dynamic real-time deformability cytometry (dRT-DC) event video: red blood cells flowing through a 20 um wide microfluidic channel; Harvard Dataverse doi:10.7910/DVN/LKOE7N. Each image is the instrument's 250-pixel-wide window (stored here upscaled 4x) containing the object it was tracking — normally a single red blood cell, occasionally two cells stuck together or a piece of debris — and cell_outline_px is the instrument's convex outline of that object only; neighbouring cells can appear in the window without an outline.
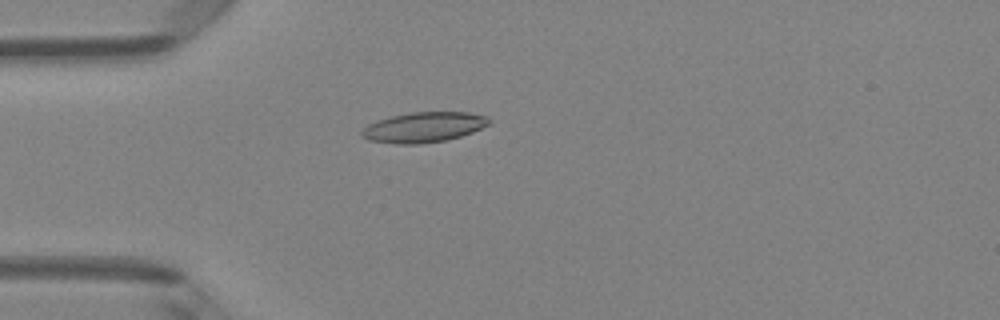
{"species": "Egyptian fruit bat (a non-hibernating species)", "species_latin": "Rousettus aegyptiacus", "temperature_condition": "room temperature", "stored_images_in_passage": 1, "camera_frame_rate_fps": 3000, "um_per_image_px": 0.085, "animal": {"sex": "female"}, "frame": {"image": 1, "passage_image": 1, "time_ms": 0.0, "image_size_px": [1000, 320], "cell_outline_px": [[492, 120], [488, 124], [472, 132], [460, 136], [444, 140], [416, 144], [396, 144], [368, 140], [360, 136], [360, 132], [368, 124], [376, 120], [408, 112], [468, 112], [488, 116]], "centroid_in_image_um": [35.98, 10.8], "position_along_channel_um": 49.0, "area_um2": 22.43}}